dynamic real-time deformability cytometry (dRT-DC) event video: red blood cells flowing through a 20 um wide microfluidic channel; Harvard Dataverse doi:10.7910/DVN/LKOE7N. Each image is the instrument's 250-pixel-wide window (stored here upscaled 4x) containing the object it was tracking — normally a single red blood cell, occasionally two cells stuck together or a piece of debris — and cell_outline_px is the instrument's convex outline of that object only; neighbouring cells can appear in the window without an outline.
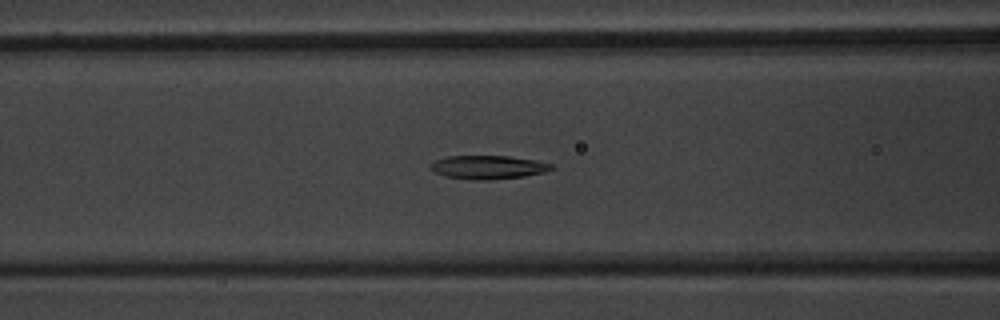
{"species": "common noctule bat (a hibernating species)", "species_latin": "Nyctalus noctula", "temperature_condition": "warm", "stored_images_in_passage": 33, "segment_of_instrument_passage": [1, 2], "camera_frame_rate_fps": 3000, "um_per_image_px": 0.085, "animal": {"sex": "male", "body_mass_g": 20.1, "forearm_length_mm": 53.5}, "frame": {"image": 1, "passage_image": 7, "time_ms": 2.0, "image_size_px": [1000, 320], "cell_outline_px": [[556, 168], [544, 172], [524, 176], [488, 180], [476, 180], [444, 176], [432, 172], [428, 168], [428, 164], [436, 160], [448, 156], [508, 156], [536, 160], [552, 164]], "centroid_in_image_um": [41.45, 14.21], "position_along_channel_um": 125.2, "area_um2": 16.76}}
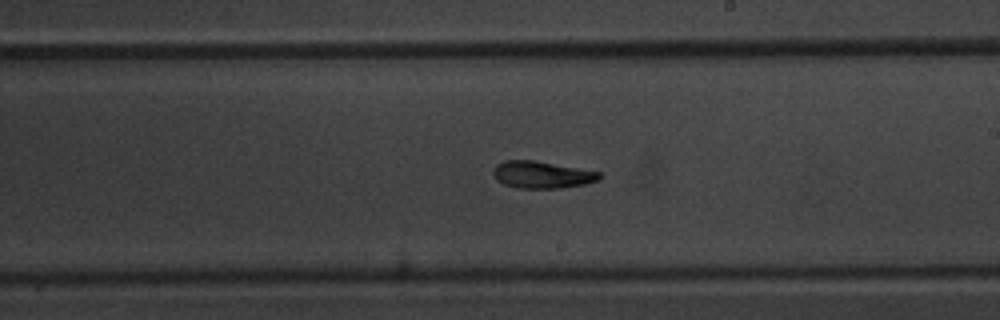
{"frame": {"image": 2, "passage_image": 16, "time_ms": 5.0, "image_size_px": [1000, 320], "cell_outline_px": [[600, 180], [584, 184], [560, 188], [516, 188], [504, 184], [496, 180], [492, 172], [492, 168], [496, 164], [504, 160], [536, 160], [600, 172]], "centroid_in_image_um": [46.02, 14.84], "position_along_channel_um": 243.0, "area_um2": 16.88}}
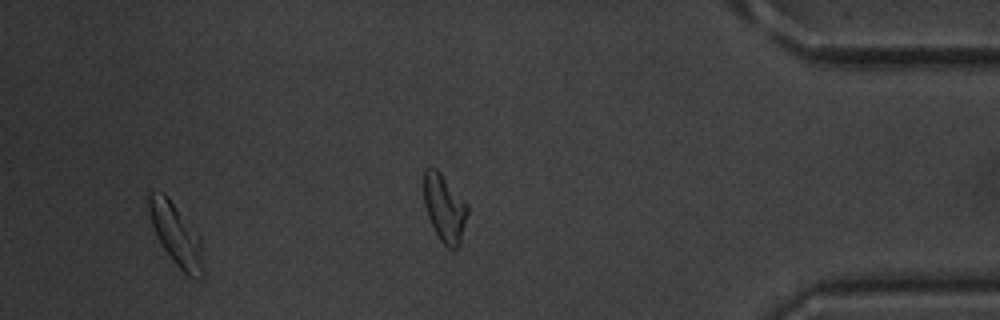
{"frame": {"image": 3, "passage_image": 30, "time_ms": 9.667, "image_size_px": [1000, 320], "cell_outline_px": [[204, 276], [200, 280], [196, 280], [188, 276], [172, 260], [160, 244], [156, 236], [148, 212], [144, 196], [148, 192], [164, 192], [168, 196], [200, 236], [204, 272]], "centroid_in_image_um": [14.94, 19.92], "position_along_channel_um": 420.3, "area_um2": 20.11}}